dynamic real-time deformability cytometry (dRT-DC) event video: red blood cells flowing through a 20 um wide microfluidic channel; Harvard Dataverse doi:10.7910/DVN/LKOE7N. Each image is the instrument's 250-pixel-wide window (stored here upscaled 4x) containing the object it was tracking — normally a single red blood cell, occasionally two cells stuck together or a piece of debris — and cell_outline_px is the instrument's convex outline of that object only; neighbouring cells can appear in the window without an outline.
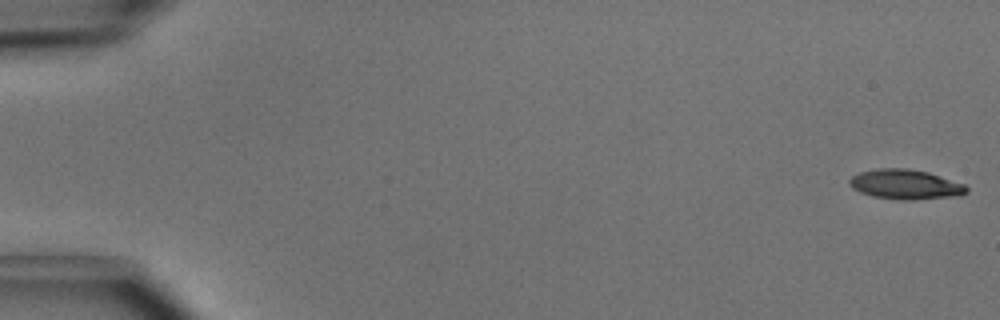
{"species": "common noctule bat (a hibernating species)", "species_latin": "Nyctalus noctula", "temperature_condition": "cold", "stored_images_in_passage": 50, "camera_frame_rate_fps": 3000, "um_per_image_px": 0.085, "animal": {"sex": "male", "body_mass_g": 15.6}, "frame": {"image": 1, "passage_image": 1, "time_ms": 0.0, "image_size_px": [1000, 320], "cell_outline_px": [[968, 192], [960, 196], [908, 200], [900, 200], [872, 196], [860, 192], [852, 188], [848, 184], [848, 180], [852, 176], [860, 172], [880, 168], [908, 168], [928, 172], [964, 184], [968, 188]], "centroid_in_image_um": [76.95, 15.68], "position_along_channel_um": 8.0, "area_um2": 20.4}}
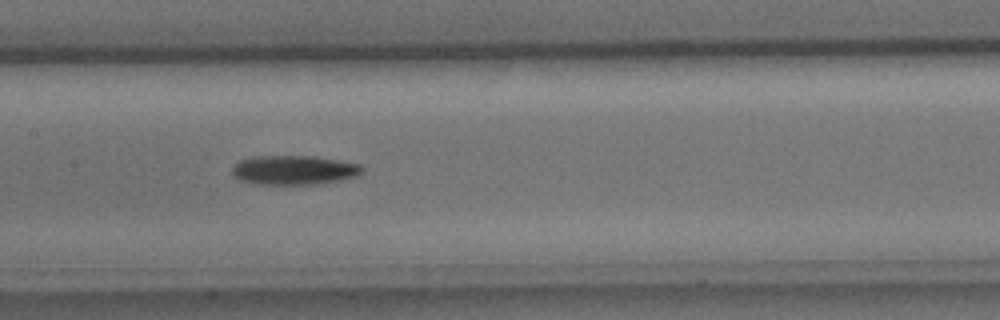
{"frame": {"image": 2, "passage_image": 25, "time_ms": 8.0, "image_size_px": [1000, 320], "cell_outline_px": [[364, 168], [360, 176], [340, 180], [316, 184], [252, 184], [240, 180], [232, 172], [232, 168], [240, 160], [252, 156], [312, 156], [340, 160], [360, 164]], "centroid_in_image_um": [25.02, 14.45], "position_along_channel_um": 182.4, "area_um2": 22.31}}
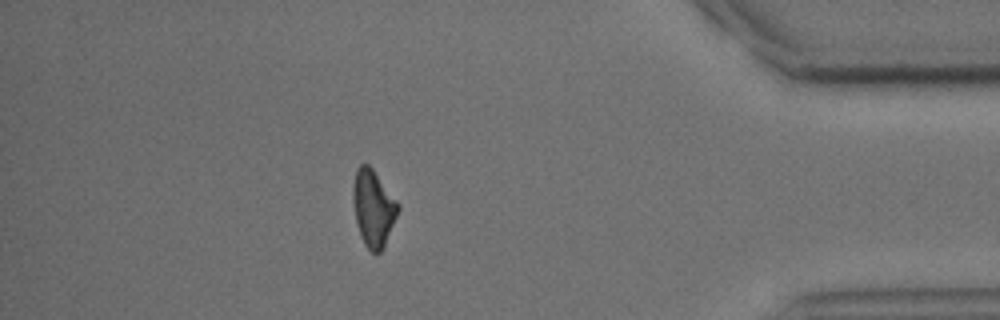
{"frame": {"image": 3, "passage_image": 44, "time_ms": 14.333, "image_size_px": [1000, 320], "cell_outline_px": [[400, 208], [384, 248], [380, 252], [372, 252], [364, 244], [360, 236], [356, 220], [352, 196], [352, 184], [356, 168], [360, 164], [368, 164], [372, 168], [400, 204]], "centroid_in_image_um": [31.73, 17.67], "position_along_channel_um": 403.5, "area_um2": 20.23}, "authors_computed_cell_mechanics": {"area_um2": 20.6346, "velocity_mm_per_s": 4.069, "shape_relaxation_time_tau1_ms": 3.9806, "shape_relaxation_time_tau2_ms": null, "deformation_change_tau1": 0.1375, "deformation_change_tau2": null}}